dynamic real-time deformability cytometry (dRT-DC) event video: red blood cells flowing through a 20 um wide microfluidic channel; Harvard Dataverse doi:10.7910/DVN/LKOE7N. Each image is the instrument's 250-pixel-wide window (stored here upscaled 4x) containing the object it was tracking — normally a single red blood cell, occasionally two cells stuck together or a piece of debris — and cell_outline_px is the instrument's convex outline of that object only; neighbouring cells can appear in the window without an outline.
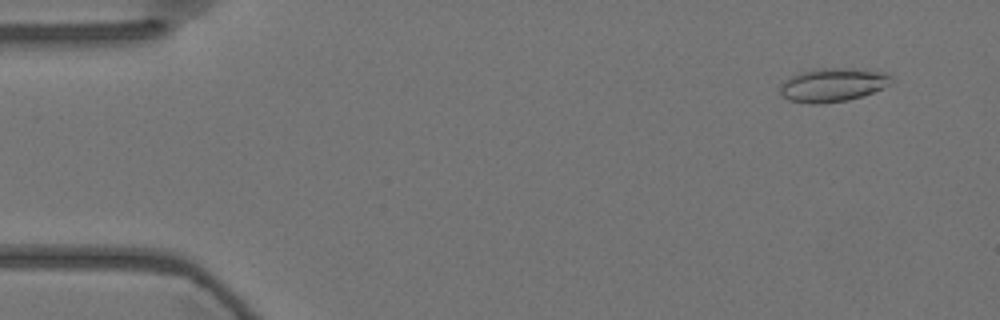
{"species": "Egyptian fruit bat (a non-hibernating species)", "species_latin": "Rousettus aegyptiacus", "temperature_condition": "warm", "stored_images_in_passage": 56, "camera_frame_rate_fps": 3000, "um_per_image_px": 0.085, "animal": {"sex": "female"}, "frame": {"image": 1, "passage_image": 4, "time_ms": 1.0, "image_size_px": [1000, 320], "cell_outline_px": [[892, 76], [888, 84], [872, 92], [848, 100], [820, 104], [808, 104], [788, 100], [780, 96], [780, 88], [792, 76], [800, 72], [820, 68], [852, 68], [888, 72]], "centroid_in_image_um": [70.77, 7.22], "position_along_channel_um": 14.2, "area_um2": 21.62}}
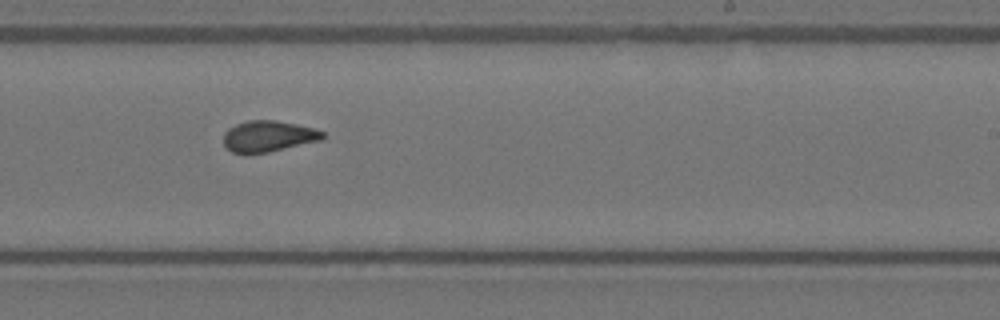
{"frame": {"image": 2, "passage_image": 34, "time_ms": 11.0, "image_size_px": [1000, 320], "cell_outline_px": [[324, 136], [320, 140], [268, 152], [232, 152], [224, 144], [224, 132], [228, 128], [236, 124], [248, 120], [276, 120], [316, 128], [324, 132]], "centroid_in_image_um": [22.82, 11.55], "position_along_channel_um": 266.2, "area_um2": 17.69}}
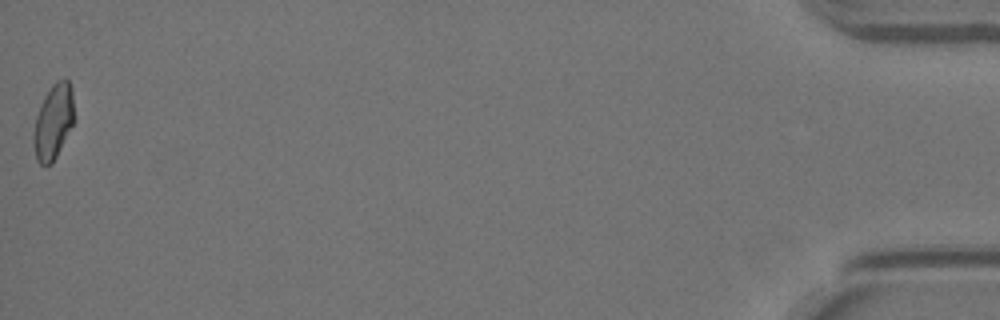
{"frame": {"image": 3, "passage_image": 56, "time_ms": 18.333, "image_size_px": [1000, 320], "cell_outline_px": [[76, 120], [52, 164], [40, 164], [36, 160], [32, 144], [32, 136], [36, 116], [40, 104], [44, 96], [52, 84], [56, 80], [64, 76], [68, 80], [72, 88]], "centroid_in_image_um": [4.55, 10.31], "position_along_channel_um": 430.6, "area_um2": 18.44}, "authors_computed_cell_mechanics": {"area_um2": 18.3804, "velocity_mm_per_s": 3.5949, "shape_relaxation_time_tau1_ms": 11.3859, "shape_relaxation_time_tau2_ms": 1.426, "deformation_change_tau1": 0.2124, "deformation_change_tau2": 0.0764}}